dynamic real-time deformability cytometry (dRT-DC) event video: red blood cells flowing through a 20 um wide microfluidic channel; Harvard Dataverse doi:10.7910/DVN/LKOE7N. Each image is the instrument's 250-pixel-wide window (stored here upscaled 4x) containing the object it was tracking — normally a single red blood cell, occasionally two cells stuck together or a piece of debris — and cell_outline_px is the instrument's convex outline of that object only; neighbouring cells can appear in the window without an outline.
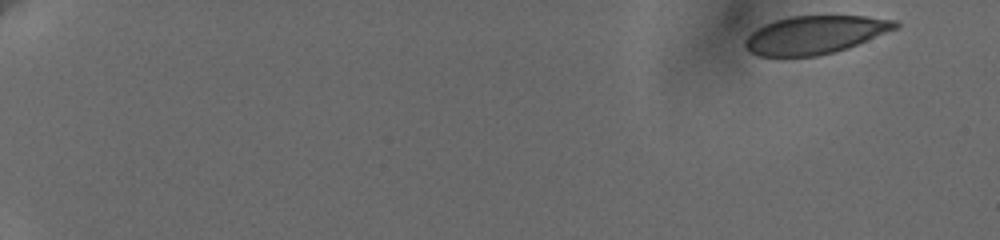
{"species": "human", "species_latin": "Homo sapiens", "temperature_condition": "cold", "stored_images_in_passage": 12, "camera_frame_rate_fps": 3000, "um_per_image_px": 0.085, "donor": {"sex": "female"}, "frame": {"image": 1, "passage_image": 1, "time_ms": 0.0, "image_size_px": [1000, 240], "cell_outline_px": [[900, 24], [896, 28], [848, 48], [816, 56], [760, 56], [752, 52], [744, 44], [744, 40], [756, 28], [764, 24], [776, 20], [792, 16], [864, 16], [896, 20]], "centroid_in_image_um": [69.27, 2.95], "position_along_channel_um": 15.7, "area_um2": 32.95}}